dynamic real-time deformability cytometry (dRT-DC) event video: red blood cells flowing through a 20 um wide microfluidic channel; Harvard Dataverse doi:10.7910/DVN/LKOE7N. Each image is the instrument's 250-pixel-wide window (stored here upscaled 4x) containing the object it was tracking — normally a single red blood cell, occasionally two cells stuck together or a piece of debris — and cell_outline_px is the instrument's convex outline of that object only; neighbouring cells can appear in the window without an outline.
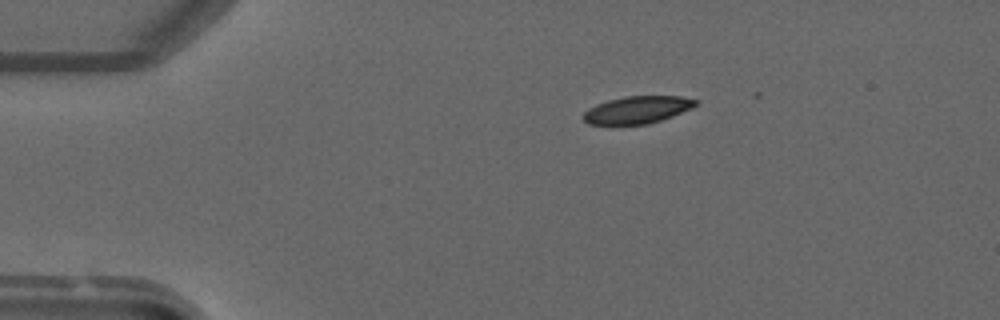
{"species": "common noctule bat (a hibernating species)", "species_latin": "Nyctalus noctula", "temperature_condition": "warm", "stored_images_in_passage": 5, "camera_frame_rate_fps": 3000, "um_per_image_px": 0.085, "animal": {"sex": "male", "forearm_length_mm": 52.5}, "frame": {"image": 1, "passage_image": 3, "time_ms": 2.333, "image_size_px": [1000, 320], "cell_outline_px": [[696, 104], [692, 108], [672, 116], [648, 124], [588, 124], [580, 116], [588, 108], [596, 104], [608, 100], [624, 96], [680, 96], [696, 100]], "centroid_in_image_um": [54.12, 9.33], "position_along_channel_um": 30.9, "area_um2": 17.8}}